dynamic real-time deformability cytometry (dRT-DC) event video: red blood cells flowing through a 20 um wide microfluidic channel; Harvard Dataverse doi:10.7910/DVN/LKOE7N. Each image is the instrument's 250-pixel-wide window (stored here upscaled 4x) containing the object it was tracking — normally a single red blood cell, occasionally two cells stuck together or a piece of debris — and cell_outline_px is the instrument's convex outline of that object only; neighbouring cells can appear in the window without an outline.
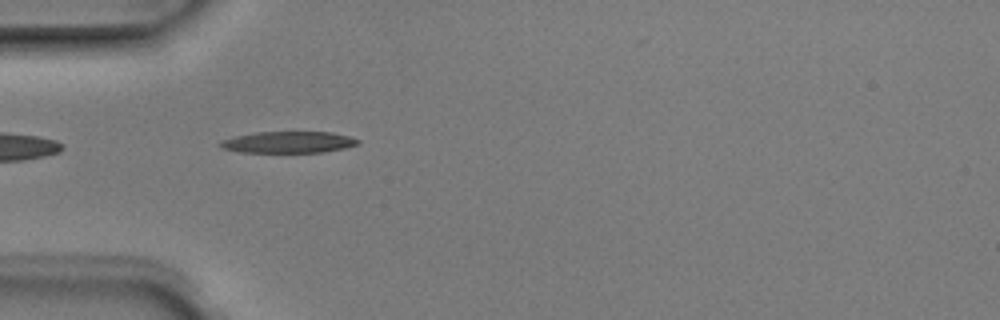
{"species": "Egyptian fruit bat (a non-hibernating species)", "species_latin": "Rousettus aegyptiacus", "temperature_condition": "room temperature", "stored_images_in_passage": 6, "segment_of_instrument_passage": [2, 2], "camera_frame_rate_fps": 3000, "um_per_image_px": 0.085, "animal": {"sex": "male"}, "frame": {"image": 1, "passage_image": 5, "time_ms": 1.333, "image_size_px": [1000, 320], "cell_outline_px": [[360, 140], [356, 144], [344, 148], [324, 152], [240, 152], [220, 148], [216, 144], [220, 140], [236, 136], [256, 132], [332, 132], [348, 136]], "centroid_in_image_um": [24.44, 12.09], "position_along_channel_um": 60.6, "area_um2": 17.22}}
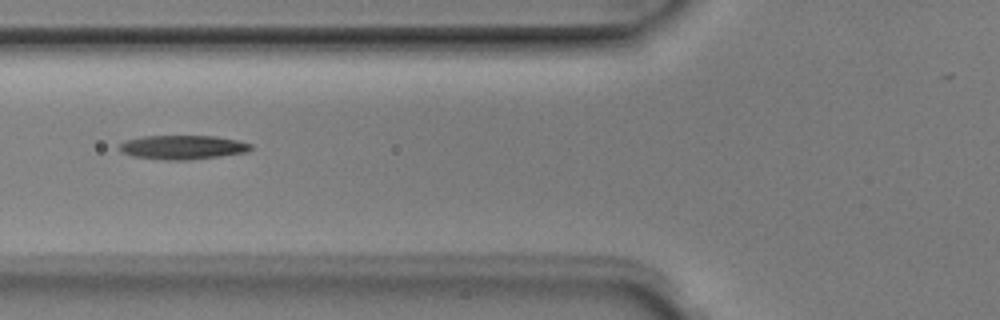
{"frame": {"image": 2, "passage_image": 6, "time_ms": 1.667, "image_size_px": [1000, 320], "cell_outline_px": [[252, 148], [248, 152], [220, 156], [188, 160], [164, 160], [132, 156], [120, 152], [116, 148], [124, 140], [144, 136], [216, 136], [236, 140], [252, 144]], "centroid_in_image_um": [15.48, 12.52], "position_along_channel_um": 110.3, "area_um2": 18.61}}